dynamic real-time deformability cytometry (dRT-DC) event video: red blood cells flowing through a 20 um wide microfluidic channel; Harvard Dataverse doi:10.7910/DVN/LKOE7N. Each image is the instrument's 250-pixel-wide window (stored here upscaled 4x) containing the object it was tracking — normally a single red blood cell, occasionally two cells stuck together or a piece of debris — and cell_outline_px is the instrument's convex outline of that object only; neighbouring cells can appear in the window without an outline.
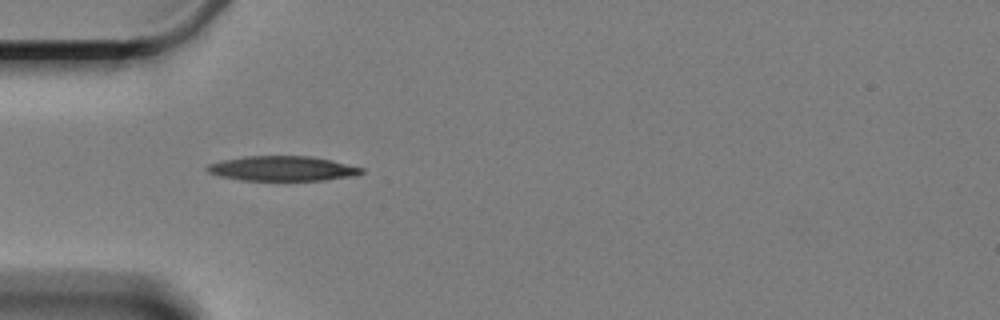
{"species": "Egyptian fruit bat (a non-hibernating species)", "species_latin": "Rousettus aegyptiacus", "temperature_condition": "cold", "stored_images_in_passage": 2, "camera_frame_rate_fps": 3000, "um_per_image_px": 0.085, "animal": {"sex": "female"}, "frame": {"image": 1, "passage_image": 1, "time_ms": 0.0, "image_size_px": [1000, 320], "cell_outline_px": [[364, 172], [356, 176], [324, 180], [240, 180], [220, 176], [208, 172], [204, 168], [208, 164], [224, 160], [244, 156], [312, 156], [364, 168]], "centroid_in_image_um": [24.01, 14.32], "position_along_channel_um": 61.0, "area_um2": 22.31}}